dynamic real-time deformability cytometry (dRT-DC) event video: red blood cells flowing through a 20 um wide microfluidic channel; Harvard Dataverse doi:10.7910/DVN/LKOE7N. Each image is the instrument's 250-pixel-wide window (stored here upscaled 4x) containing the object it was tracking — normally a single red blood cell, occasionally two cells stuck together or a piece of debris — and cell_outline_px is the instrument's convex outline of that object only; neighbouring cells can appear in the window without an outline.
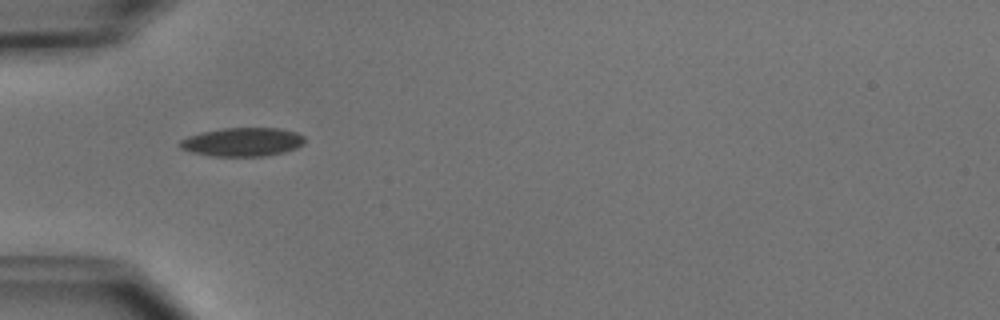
{"species": "common noctule bat (a hibernating species)", "species_latin": "Nyctalus noctula", "temperature_condition": "cold", "stored_images_in_passage": 5, "camera_frame_rate_fps": 3000, "um_per_image_px": 0.085, "animal": {"sex": "male", "body_mass_g": 15.6}, "frame": {"image": 1, "passage_image": 5, "time_ms": 4.333, "image_size_px": [1000, 320], "cell_outline_px": [[304, 144], [296, 148], [284, 152], [264, 156], [208, 156], [192, 152], [180, 148], [180, 140], [188, 136], [200, 132], [224, 128], [276, 128], [296, 132], [304, 136]], "centroid_in_image_um": [20.6, 12.07], "position_along_channel_um": 64.4, "area_um2": 20.87}}